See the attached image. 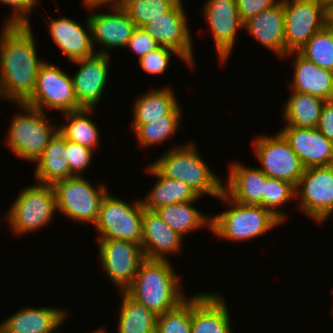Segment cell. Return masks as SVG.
Returning <instances> with one entry per match:
<instances>
[{
  "label": "cell",
  "mask_w": 333,
  "mask_h": 333,
  "mask_svg": "<svg viewBox=\"0 0 333 333\" xmlns=\"http://www.w3.org/2000/svg\"><path fill=\"white\" fill-rule=\"evenodd\" d=\"M0 33V96L25 103L32 95L44 60L37 56L31 24H3Z\"/></svg>",
  "instance_id": "1"
},
{
  "label": "cell",
  "mask_w": 333,
  "mask_h": 333,
  "mask_svg": "<svg viewBox=\"0 0 333 333\" xmlns=\"http://www.w3.org/2000/svg\"><path fill=\"white\" fill-rule=\"evenodd\" d=\"M179 279L169 260L145 259L125 291L158 316L173 310L187 298Z\"/></svg>",
  "instance_id": "2"
},
{
  "label": "cell",
  "mask_w": 333,
  "mask_h": 333,
  "mask_svg": "<svg viewBox=\"0 0 333 333\" xmlns=\"http://www.w3.org/2000/svg\"><path fill=\"white\" fill-rule=\"evenodd\" d=\"M163 153L152 164L166 177L188 184L199 196L208 194L219 198L223 192V182L211 172L209 166L197 152L196 145L188 142L186 145L172 147Z\"/></svg>",
  "instance_id": "3"
},
{
  "label": "cell",
  "mask_w": 333,
  "mask_h": 333,
  "mask_svg": "<svg viewBox=\"0 0 333 333\" xmlns=\"http://www.w3.org/2000/svg\"><path fill=\"white\" fill-rule=\"evenodd\" d=\"M218 199L228 203V210L211 217L215 236L235 242L250 240L265 234L283 223L260 205H243L230 199L224 192Z\"/></svg>",
  "instance_id": "4"
},
{
  "label": "cell",
  "mask_w": 333,
  "mask_h": 333,
  "mask_svg": "<svg viewBox=\"0 0 333 333\" xmlns=\"http://www.w3.org/2000/svg\"><path fill=\"white\" fill-rule=\"evenodd\" d=\"M16 105L25 112L14 114L9 125L6 145L16 156L36 162L49 141L58 132V128L49 123L47 112L25 103H16Z\"/></svg>",
  "instance_id": "5"
},
{
  "label": "cell",
  "mask_w": 333,
  "mask_h": 333,
  "mask_svg": "<svg viewBox=\"0 0 333 333\" xmlns=\"http://www.w3.org/2000/svg\"><path fill=\"white\" fill-rule=\"evenodd\" d=\"M56 210L53 186L35 183L23 188L5 219L16 235H23L47 225Z\"/></svg>",
  "instance_id": "6"
},
{
  "label": "cell",
  "mask_w": 333,
  "mask_h": 333,
  "mask_svg": "<svg viewBox=\"0 0 333 333\" xmlns=\"http://www.w3.org/2000/svg\"><path fill=\"white\" fill-rule=\"evenodd\" d=\"M52 186L58 212L85 224L96 223L101 202L108 192L104 184L96 188L83 176H72Z\"/></svg>",
  "instance_id": "7"
},
{
  "label": "cell",
  "mask_w": 333,
  "mask_h": 333,
  "mask_svg": "<svg viewBox=\"0 0 333 333\" xmlns=\"http://www.w3.org/2000/svg\"><path fill=\"white\" fill-rule=\"evenodd\" d=\"M144 207L141 199L127 203L109 192L104 196L94 224L98 239L125 240L141 244Z\"/></svg>",
  "instance_id": "8"
},
{
  "label": "cell",
  "mask_w": 333,
  "mask_h": 333,
  "mask_svg": "<svg viewBox=\"0 0 333 333\" xmlns=\"http://www.w3.org/2000/svg\"><path fill=\"white\" fill-rule=\"evenodd\" d=\"M25 104L43 112L44 108L62 113L82 109L74 93L72 77L46 61L39 67L34 91Z\"/></svg>",
  "instance_id": "9"
},
{
  "label": "cell",
  "mask_w": 333,
  "mask_h": 333,
  "mask_svg": "<svg viewBox=\"0 0 333 333\" xmlns=\"http://www.w3.org/2000/svg\"><path fill=\"white\" fill-rule=\"evenodd\" d=\"M285 55L297 52L328 24V9L320 0H284Z\"/></svg>",
  "instance_id": "10"
},
{
  "label": "cell",
  "mask_w": 333,
  "mask_h": 333,
  "mask_svg": "<svg viewBox=\"0 0 333 333\" xmlns=\"http://www.w3.org/2000/svg\"><path fill=\"white\" fill-rule=\"evenodd\" d=\"M254 152L261 164L259 168L266 176L290 182L295 187L305 167L284 135L278 131L273 136H258Z\"/></svg>",
  "instance_id": "11"
},
{
  "label": "cell",
  "mask_w": 333,
  "mask_h": 333,
  "mask_svg": "<svg viewBox=\"0 0 333 333\" xmlns=\"http://www.w3.org/2000/svg\"><path fill=\"white\" fill-rule=\"evenodd\" d=\"M295 194L302 212L316 223L326 221L333 214V165L305 168Z\"/></svg>",
  "instance_id": "12"
},
{
  "label": "cell",
  "mask_w": 333,
  "mask_h": 333,
  "mask_svg": "<svg viewBox=\"0 0 333 333\" xmlns=\"http://www.w3.org/2000/svg\"><path fill=\"white\" fill-rule=\"evenodd\" d=\"M100 262L109 280L125 291L134 281V277L145 256L141 244L125 240L98 239Z\"/></svg>",
  "instance_id": "13"
},
{
  "label": "cell",
  "mask_w": 333,
  "mask_h": 333,
  "mask_svg": "<svg viewBox=\"0 0 333 333\" xmlns=\"http://www.w3.org/2000/svg\"><path fill=\"white\" fill-rule=\"evenodd\" d=\"M184 11L182 0H179L165 16L154 18L141 28L148 32L159 46L178 52L188 66L193 68L194 45Z\"/></svg>",
  "instance_id": "14"
},
{
  "label": "cell",
  "mask_w": 333,
  "mask_h": 333,
  "mask_svg": "<svg viewBox=\"0 0 333 333\" xmlns=\"http://www.w3.org/2000/svg\"><path fill=\"white\" fill-rule=\"evenodd\" d=\"M204 9L220 64H226L235 45L236 33L244 29L236 0H207Z\"/></svg>",
  "instance_id": "15"
},
{
  "label": "cell",
  "mask_w": 333,
  "mask_h": 333,
  "mask_svg": "<svg viewBox=\"0 0 333 333\" xmlns=\"http://www.w3.org/2000/svg\"><path fill=\"white\" fill-rule=\"evenodd\" d=\"M111 6V7H110ZM112 9L109 13H92L88 15L91 27L92 44H100L103 49L97 54L109 55L110 48L126 46L136 26L119 4L104 5ZM109 50H108V49ZM108 50V51H107Z\"/></svg>",
  "instance_id": "16"
},
{
  "label": "cell",
  "mask_w": 333,
  "mask_h": 333,
  "mask_svg": "<svg viewBox=\"0 0 333 333\" xmlns=\"http://www.w3.org/2000/svg\"><path fill=\"white\" fill-rule=\"evenodd\" d=\"M110 55L95 54L90 58L71 61L80 68L72 77L74 93L82 108L97 107L108 82Z\"/></svg>",
  "instance_id": "17"
},
{
  "label": "cell",
  "mask_w": 333,
  "mask_h": 333,
  "mask_svg": "<svg viewBox=\"0 0 333 333\" xmlns=\"http://www.w3.org/2000/svg\"><path fill=\"white\" fill-rule=\"evenodd\" d=\"M280 132L305 168L333 165V142L317 128L284 126Z\"/></svg>",
  "instance_id": "18"
},
{
  "label": "cell",
  "mask_w": 333,
  "mask_h": 333,
  "mask_svg": "<svg viewBox=\"0 0 333 333\" xmlns=\"http://www.w3.org/2000/svg\"><path fill=\"white\" fill-rule=\"evenodd\" d=\"M48 23V31L53 42L70 62L90 58L96 54L92 44L91 27L88 17L85 21V28L83 25L65 16L62 18L58 17V19L52 18L51 22Z\"/></svg>",
  "instance_id": "19"
},
{
  "label": "cell",
  "mask_w": 333,
  "mask_h": 333,
  "mask_svg": "<svg viewBox=\"0 0 333 333\" xmlns=\"http://www.w3.org/2000/svg\"><path fill=\"white\" fill-rule=\"evenodd\" d=\"M183 238L164 223L156 211L144 208L141 247L145 259L168 260L166 255L180 252Z\"/></svg>",
  "instance_id": "20"
},
{
  "label": "cell",
  "mask_w": 333,
  "mask_h": 333,
  "mask_svg": "<svg viewBox=\"0 0 333 333\" xmlns=\"http://www.w3.org/2000/svg\"><path fill=\"white\" fill-rule=\"evenodd\" d=\"M244 30L278 58H285L284 0L244 22Z\"/></svg>",
  "instance_id": "21"
},
{
  "label": "cell",
  "mask_w": 333,
  "mask_h": 333,
  "mask_svg": "<svg viewBox=\"0 0 333 333\" xmlns=\"http://www.w3.org/2000/svg\"><path fill=\"white\" fill-rule=\"evenodd\" d=\"M228 311L221 294H193L191 333H233Z\"/></svg>",
  "instance_id": "22"
},
{
  "label": "cell",
  "mask_w": 333,
  "mask_h": 333,
  "mask_svg": "<svg viewBox=\"0 0 333 333\" xmlns=\"http://www.w3.org/2000/svg\"><path fill=\"white\" fill-rule=\"evenodd\" d=\"M68 315V311L58 307L27 306L3 320L0 326L9 333H55Z\"/></svg>",
  "instance_id": "23"
},
{
  "label": "cell",
  "mask_w": 333,
  "mask_h": 333,
  "mask_svg": "<svg viewBox=\"0 0 333 333\" xmlns=\"http://www.w3.org/2000/svg\"><path fill=\"white\" fill-rule=\"evenodd\" d=\"M229 168L228 183L223 184V192L237 203L262 206L266 175L259 167L251 168L238 162Z\"/></svg>",
  "instance_id": "24"
},
{
  "label": "cell",
  "mask_w": 333,
  "mask_h": 333,
  "mask_svg": "<svg viewBox=\"0 0 333 333\" xmlns=\"http://www.w3.org/2000/svg\"><path fill=\"white\" fill-rule=\"evenodd\" d=\"M292 55L295 56L292 64L294 76L288 85L291 91L310 94L323 100L333 99V71L320 68L298 52H289L285 57Z\"/></svg>",
  "instance_id": "25"
},
{
  "label": "cell",
  "mask_w": 333,
  "mask_h": 333,
  "mask_svg": "<svg viewBox=\"0 0 333 333\" xmlns=\"http://www.w3.org/2000/svg\"><path fill=\"white\" fill-rule=\"evenodd\" d=\"M35 163L34 178L40 184L53 185L72 177L67 159L66 139L59 131L49 141Z\"/></svg>",
  "instance_id": "26"
},
{
  "label": "cell",
  "mask_w": 333,
  "mask_h": 333,
  "mask_svg": "<svg viewBox=\"0 0 333 333\" xmlns=\"http://www.w3.org/2000/svg\"><path fill=\"white\" fill-rule=\"evenodd\" d=\"M147 169L158 180L145 199L141 200L144 208L155 211L162 206L199 200L200 197L188 184L164 176L153 164H150Z\"/></svg>",
  "instance_id": "27"
},
{
  "label": "cell",
  "mask_w": 333,
  "mask_h": 333,
  "mask_svg": "<svg viewBox=\"0 0 333 333\" xmlns=\"http://www.w3.org/2000/svg\"><path fill=\"white\" fill-rule=\"evenodd\" d=\"M170 87L153 89L141 95L134 103L133 124H148L157 119H165L178 105V99Z\"/></svg>",
  "instance_id": "28"
},
{
  "label": "cell",
  "mask_w": 333,
  "mask_h": 333,
  "mask_svg": "<svg viewBox=\"0 0 333 333\" xmlns=\"http://www.w3.org/2000/svg\"><path fill=\"white\" fill-rule=\"evenodd\" d=\"M196 200L162 206L155 211L160 218L182 237L191 231L207 227L211 230V217L194 208Z\"/></svg>",
  "instance_id": "29"
},
{
  "label": "cell",
  "mask_w": 333,
  "mask_h": 333,
  "mask_svg": "<svg viewBox=\"0 0 333 333\" xmlns=\"http://www.w3.org/2000/svg\"><path fill=\"white\" fill-rule=\"evenodd\" d=\"M325 100L306 93L292 91L284 104L285 126L316 128Z\"/></svg>",
  "instance_id": "30"
},
{
  "label": "cell",
  "mask_w": 333,
  "mask_h": 333,
  "mask_svg": "<svg viewBox=\"0 0 333 333\" xmlns=\"http://www.w3.org/2000/svg\"><path fill=\"white\" fill-rule=\"evenodd\" d=\"M93 108H82L63 113L65 123L58 127L59 133L66 139L95 150L98 147L99 132L92 118Z\"/></svg>",
  "instance_id": "31"
},
{
  "label": "cell",
  "mask_w": 333,
  "mask_h": 333,
  "mask_svg": "<svg viewBox=\"0 0 333 333\" xmlns=\"http://www.w3.org/2000/svg\"><path fill=\"white\" fill-rule=\"evenodd\" d=\"M121 296L118 333H156L157 315L126 291Z\"/></svg>",
  "instance_id": "32"
},
{
  "label": "cell",
  "mask_w": 333,
  "mask_h": 333,
  "mask_svg": "<svg viewBox=\"0 0 333 333\" xmlns=\"http://www.w3.org/2000/svg\"><path fill=\"white\" fill-rule=\"evenodd\" d=\"M180 104L165 119H157L148 124H132L133 133L141 147L161 145L173 137L180 126L182 109ZM181 109V110H180Z\"/></svg>",
  "instance_id": "33"
},
{
  "label": "cell",
  "mask_w": 333,
  "mask_h": 333,
  "mask_svg": "<svg viewBox=\"0 0 333 333\" xmlns=\"http://www.w3.org/2000/svg\"><path fill=\"white\" fill-rule=\"evenodd\" d=\"M297 52L320 68L333 71V27L327 24Z\"/></svg>",
  "instance_id": "34"
},
{
  "label": "cell",
  "mask_w": 333,
  "mask_h": 333,
  "mask_svg": "<svg viewBox=\"0 0 333 333\" xmlns=\"http://www.w3.org/2000/svg\"><path fill=\"white\" fill-rule=\"evenodd\" d=\"M179 0H121L119 5L135 23L143 27L154 18L165 16Z\"/></svg>",
  "instance_id": "35"
},
{
  "label": "cell",
  "mask_w": 333,
  "mask_h": 333,
  "mask_svg": "<svg viewBox=\"0 0 333 333\" xmlns=\"http://www.w3.org/2000/svg\"><path fill=\"white\" fill-rule=\"evenodd\" d=\"M296 198L295 186L290 182L266 176L262 207L269 210L282 223L287 215L279 210L287 201Z\"/></svg>",
  "instance_id": "36"
},
{
  "label": "cell",
  "mask_w": 333,
  "mask_h": 333,
  "mask_svg": "<svg viewBox=\"0 0 333 333\" xmlns=\"http://www.w3.org/2000/svg\"><path fill=\"white\" fill-rule=\"evenodd\" d=\"M192 296L187 297L173 310L157 316L156 333H191Z\"/></svg>",
  "instance_id": "37"
},
{
  "label": "cell",
  "mask_w": 333,
  "mask_h": 333,
  "mask_svg": "<svg viewBox=\"0 0 333 333\" xmlns=\"http://www.w3.org/2000/svg\"><path fill=\"white\" fill-rule=\"evenodd\" d=\"M173 53V54H172ZM171 54L177 55L183 62L188 64L175 50L159 46L155 50L150 51L143 57H141L138 62L141 68L150 75H159L165 73L168 68L169 63H171Z\"/></svg>",
  "instance_id": "38"
},
{
  "label": "cell",
  "mask_w": 333,
  "mask_h": 333,
  "mask_svg": "<svg viewBox=\"0 0 333 333\" xmlns=\"http://www.w3.org/2000/svg\"><path fill=\"white\" fill-rule=\"evenodd\" d=\"M66 148L70 174L72 176H82V172L91 164L94 150L69 140H66Z\"/></svg>",
  "instance_id": "39"
},
{
  "label": "cell",
  "mask_w": 333,
  "mask_h": 333,
  "mask_svg": "<svg viewBox=\"0 0 333 333\" xmlns=\"http://www.w3.org/2000/svg\"><path fill=\"white\" fill-rule=\"evenodd\" d=\"M38 0H0L3 5L12 7V14L6 18L5 24H30L29 16L33 7L37 6Z\"/></svg>",
  "instance_id": "40"
},
{
  "label": "cell",
  "mask_w": 333,
  "mask_h": 333,
  "mask_svg": "<svg viewBox=\"0 0 333 333\" xmlns=\"http://www.w3.org/2000/svg\"><path fill=\"white\" fill-rule=\"evenodd\" d=\"M138 55V60L159 47L155 39L141 27H136L126 46Z\"/></svg>",
  "instance_id": "41"
},
{
  "label": "cell",
  "mask_w": 333,
  "mask_h": 333,
  "mask_svg": "<svg viewBox=\"0 0 333 333\" xmlns=\"http://www.w3.org/2000/svg\"><path fill=\"white\" fill-rule=\"evenodd\" d=\"M280 0H236L238 12L243 22L272 7Z\"/></svg>",
  "instance_id": "42"
},
{
  "label": "cell",
  "mask_w": 333,
  "mask_h": 333,
  "mask_svg": "<svg viewBox=\"0 0 333 333\" xmlns=\"http://www.w3.org/2000/svg\"><path fill=\"white\" fill-rule=\"evenodd\" d=\"M316 128L333 142V99L325 100Z\"/></svg>",
  "instance_id": "43"
},
{
  "label": "cell",
  "mask_w": 333,
  "mask_h": 333,
  "mask_svg": "<svg viewBox=\"0 0 333 333\" xmlns=\"http://www.w3.org/2000/svg\"><path fill=\"white\" fill-rule=\"evenodd\" d=\"M121 0H82L87 9L96 10L103 5L119 4Z\"/></svg>",
  "instance_id": "44"
},
{
  "label": "cell",
  "mask_w": 333,
  "mask_h": 333,
  "mask_svg": "<svg viewBox=\"0 0 333 333\" xmlns=\"http://www.w3.org/2000/svg\"><path fill=\"white\" fill-rule=\"evenodd\" d=\"M328 24L333 27V5L328 9Z\"/></svg>",
  "instance_id": "45"
},
{
  "label": "cell",
  "mask_w": 333,
  "mask_h": 333,
  "mask_svg": "<svg viewBox=\"0 0 333 333\" xmlns=\"http://www.w3.org/2000/svg\"><path fill=\"white\" fill-rule=\"evenodd\" d=\"M322 4L329 9L333 5V0H320Z\"/></svg>",
  "instance_id": "46"
},
{
  "label": "cell",
  "mask_w": 333,
  "mask_h": 333,
  "mask_svg": "<svg viewBox=\"0 0 333 333\" xmlns=\"http://www.w3.org/2000/svg\"><path fill=\"white\" fill-rule=\"evenodd\" d=\"M89 333H106V330L103 329V328H100V329L94 330V331L89 332Z\"/></svg>",
  "instance_id": "47"
},
{
  "label": "cell",
  "mask_w": 333,
  "mask_h": 333,
  "mask_svg": "<svg viewBox=\"0 0 333 333\" xmlns=\"http://www.w3.org/2000/svg\"><path fill=\"white\" fill-rule=\"evenodd\" d=\"M0 333H9V332L5 331V330L0 326Z\"/></svg>",
  "instance_id": "48"
}]
</instances>
